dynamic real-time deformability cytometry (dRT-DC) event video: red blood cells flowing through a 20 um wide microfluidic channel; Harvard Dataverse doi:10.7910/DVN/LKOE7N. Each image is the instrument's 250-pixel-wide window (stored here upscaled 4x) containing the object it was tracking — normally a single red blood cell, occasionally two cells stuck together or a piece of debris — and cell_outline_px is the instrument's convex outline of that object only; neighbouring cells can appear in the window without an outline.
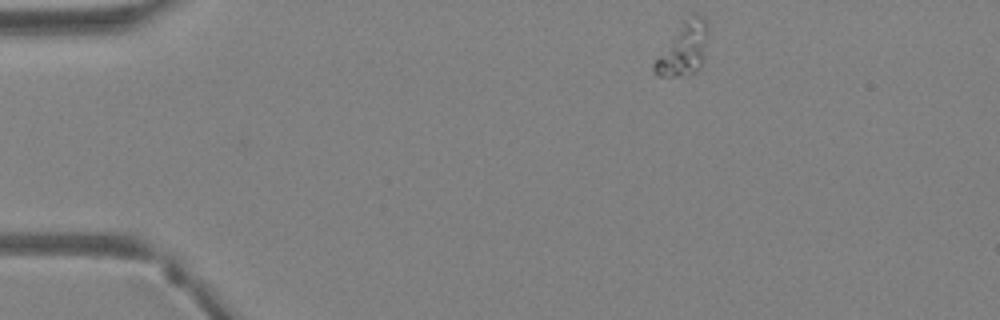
{"species": "Egyptian fruit bat (a non-hibernating species)", "species_latin": "Rousettus aegyptiacus", "temperature_condition": "warm", "stored_images_in_passage": 34, "camera_frame_rate_fps": 3000, "um_per_image_px": 0.085, "animal": {"sex": "female"}, "frame": {"image": 1, "passage_image": 1, "time_ms": 0.0, "image_size_px": [1000, 320], "cell_outline_px": [[704, 52], [700, 68], [696, 72], [688, 76], [656, 76], [652, 68], [652, 64], [680, 16], [692, 12], [696, 12], [704, 16]], "centroid_in_image_um": [57.99, 4.08], "position_along_channel_um": 27.0, "area_um2": 17.22}}
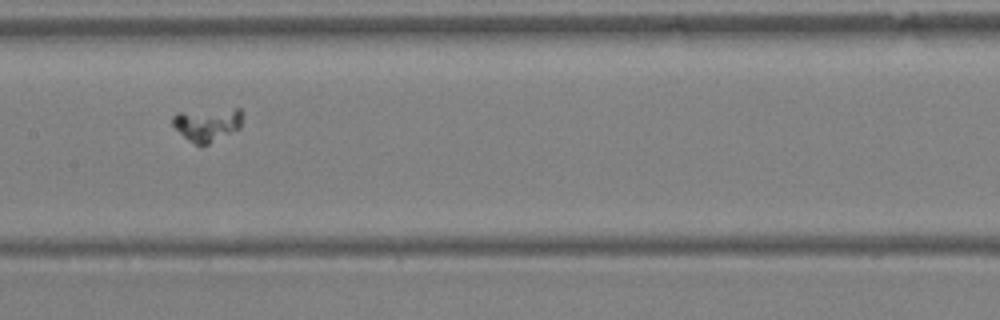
{"frame": {"image": 2, "passage_image": 15, "time_ms": 4.667, "image_size_px": [1000, 320], "cell_outline_px": [[240, 128], [208, 144], [196, 144], [188, 140], [172, 124], [172, 116], [176, 112], [236, 108], [240, 108]], "centroid_in_image_um": [17.58, 10.56], "position_along_channel_um": 189.8, "area_um2": 13.29}}
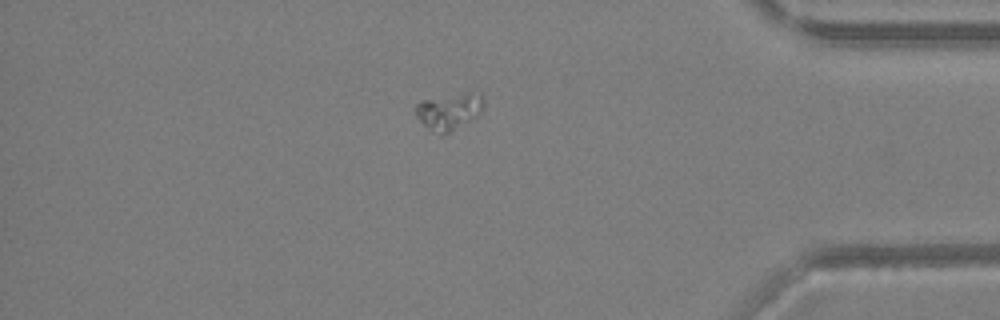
{"frame": {"image": 3, "passage_image": 29, "time_ms": 9.333, "image_size_px": [1000, 320], "cell_outline_px": [[484, 108], [476, 116], [452, 132], [440, 136], [428, 128], [416, 116], [412, 108], [420, 100], [468, 92], [480, 92], [484, 96]], "centroid_in_image_um": [38.17, 9.46], "position_along_channel_um": 397.0, "area_um2": 14.85}}